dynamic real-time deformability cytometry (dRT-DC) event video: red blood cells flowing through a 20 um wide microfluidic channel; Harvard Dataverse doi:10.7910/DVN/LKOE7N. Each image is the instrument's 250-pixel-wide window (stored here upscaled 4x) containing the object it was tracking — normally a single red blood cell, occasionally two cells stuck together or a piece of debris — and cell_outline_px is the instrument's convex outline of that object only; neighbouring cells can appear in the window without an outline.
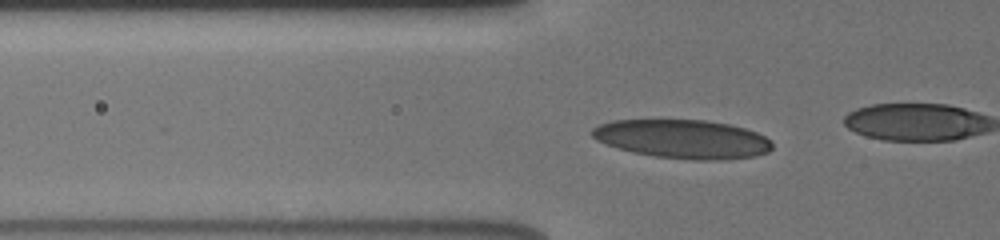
{"species": "human", "species_latin": "Homo sapiens", "temperature_condition": "cold", "stored_images_in_passage": 43, "camera_frame_rate_fps": 3000, "um_per_image_px": 0.085, "donor": {"sex": "male"}, "frame": {"image": 1, "passage_image": 16, "time_ms": 5.0, "image_size_px": [1000, 240], "cell_outline_px": [[772, 148], [768, 152], [756, 156], [720, 160], [692, 160], [656, 156], [632, 152], [596, 140], [588, 132], [592, 128], [600, 124], [612, 120], [704, 120], [728, 124], [744, 128], [756, 132], [772, 140]], "centroid_in_image_um": [58.03, 11.82], "position_along_channel_um": 67.8, "area_um2": 40.69}}
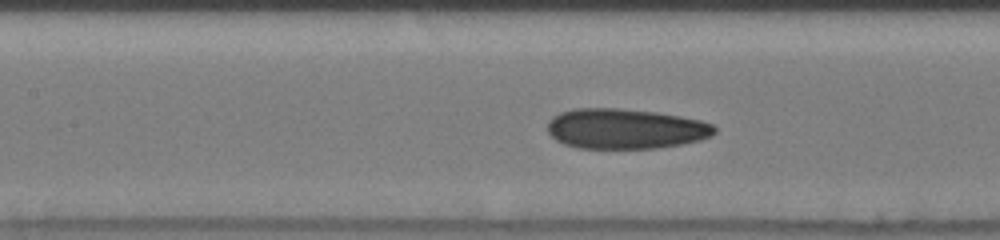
{"frame": {"image": 2, "passage_image": 23, "time_ms": 7.333, "image_size_px": [1000, 240], "cell_outline_px": [[716, 132], [712, 136], [700, 140], [684, 144], [656, 148], [580, 148], [564, 144], [556, 140], [548, 132], [548, 120], [552, 116], [560, 112], [572, 108], [620, 108], [656, 112], [680, 116], [700, 120], [712, 124], [716, 128]], "centroid_in_image_um": [53.15, 10.94], "position_along_channel_um": 154.2, "area_um2": 39.36}}
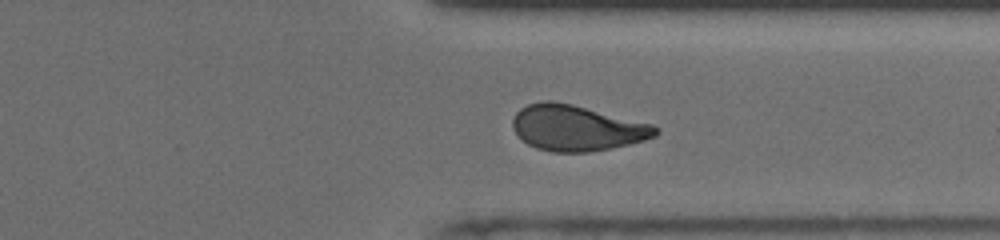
{"frame": {"image": 3, "passage_image": 39, "time_ms": 12.667, "image_size_px": [1000, 240], "cell_outline_px": [[660, 132], [656, 136], [644, 140], [612, 148], [588, 152], [552, 152], [536, 148], [528, 144], [512, 128], [512, 120], [516, 112], [520, 108], [528, 104], [544, 100], [552, 100], [572, 104], [652, 124], [660, 128]], "centroid_in_image_um": [49.03, 10.87], "position_along_channel_um": 362.4, "area_um2": 38.03}}